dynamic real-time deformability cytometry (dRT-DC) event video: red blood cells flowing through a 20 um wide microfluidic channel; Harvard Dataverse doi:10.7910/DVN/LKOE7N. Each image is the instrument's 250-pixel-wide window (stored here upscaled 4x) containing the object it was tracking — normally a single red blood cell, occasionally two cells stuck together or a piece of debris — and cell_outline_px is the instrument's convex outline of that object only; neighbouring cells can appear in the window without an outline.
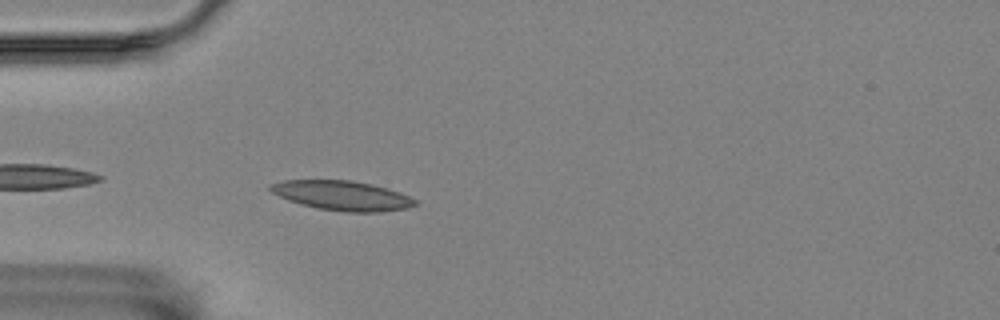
{"species": "Egyptian fruit bat (a non-hibernating species)", "species_latin": "Rousettus aegyptiacus", "temperature_condition": "room temperature", "stored_images_in_passage": 5, "camera_frame_rate_fps": 3000, "um_per_image_px": 0.085, "animal": {"sex": "female"}, "frame": {"image": 1, "passage_image": 5, "time_ms": 1.333, "image_size_px": [1000, 320], "cell_outline_px": [[416, 204], [408, 208], [380, 212], [344, 212], [316, 208], [300, 204], [288, 200], [272, 192], [268, 188], [268, 184], [284, 180], [348, 180], [368, 184], [400, 192], [416, 200]], "centroid_in_image_um": [29.04, 16.63], "position_along_channel_um": 56.0, "area_um2": 24.8}}